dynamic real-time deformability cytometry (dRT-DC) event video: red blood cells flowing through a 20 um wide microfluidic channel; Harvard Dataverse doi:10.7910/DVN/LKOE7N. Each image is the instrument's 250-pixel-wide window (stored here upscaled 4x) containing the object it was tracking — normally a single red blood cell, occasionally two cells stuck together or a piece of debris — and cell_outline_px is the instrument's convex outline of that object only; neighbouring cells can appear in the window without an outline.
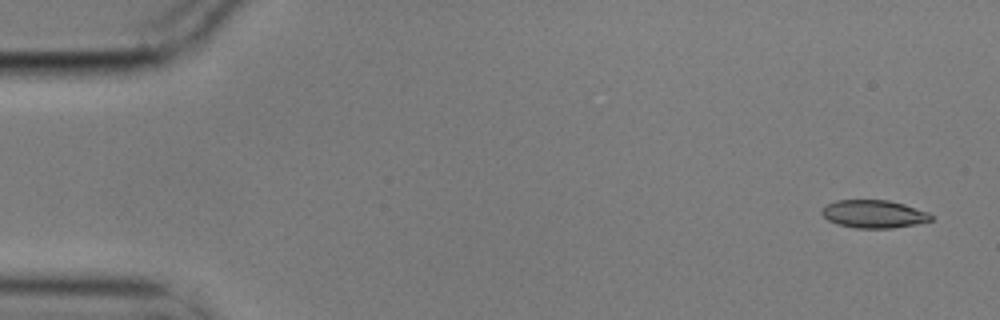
{"species": "common noctule bat (a hibernating species)", "species_latin": "Nyctalus noctula", "temperature_condition": "cold", "stored_images_in_passage": 8, "camera_frame_rate_fps": 3000, "um_per_image_px": 0.085, "animal": {"sex": "male", "body_mass_g": 17.9}, "frame": {"image": 1, "passage_image": 1, "time_ms": 0.0, "image_size_px": [1000, 320], "cell_outline_px": [[932, 220], [916, 224], [892, 228], [856, 228], [836, 224], [828, 220], [820, 212], [828, 204], [836, 200], [888, 200], [904, 204], [928, 212], [932, 216]], "centroid_in_image_um": [74.27, 18.19], "position_along_channel_um": 10.7, "area_um2": 17.69}}
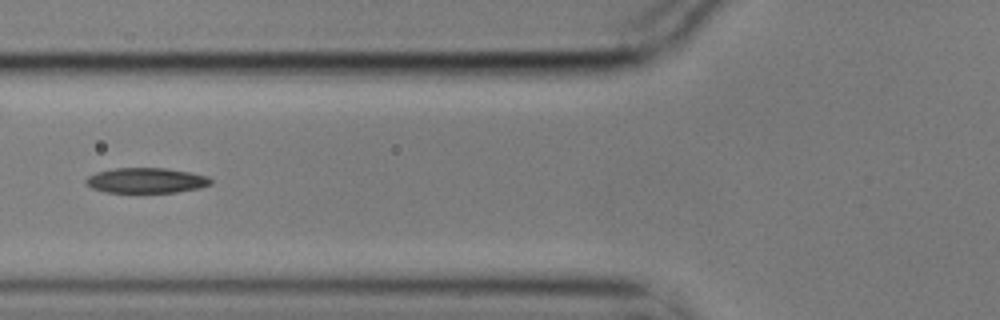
{"frame": {"image": 2, "passage_image": 5, "time_ms": 1.333, "image_size_px": [1000, 320], "cell_outline_px": [[212, 184], [200, 188], [176, 192], [104, 192], [92, 188], [84, 184], [84, 180], [88, 176], [96, 172], [116, 168], [164, 168], [188, 172], [208, 176], [212, 180]], "centroid_in_image_um": [12.4, 15.34], "position_along_channel_um": 113.4, "area_um2": 18.38}}
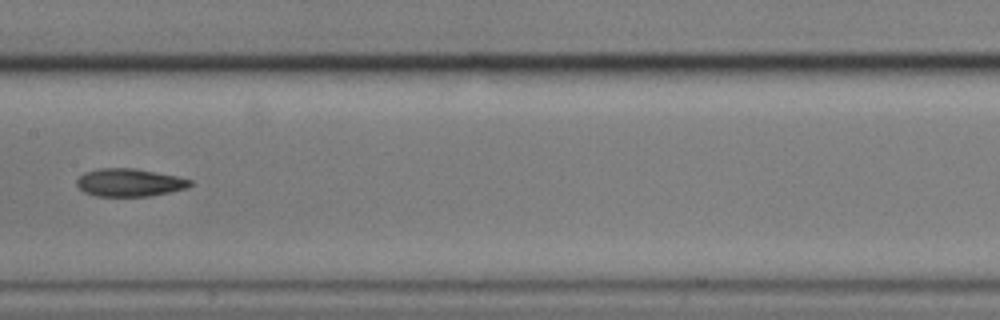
{"frame": {"image": 3, "passage_image": 7, "time_ms": 2.0, "image_size_px": [1000, 320], "cell_outline_px": [[192, 184], [188, 188], [148, 196], [96, 196], [84, 192], [76, 184], [76, 180], [84, 172], [96, 168], [136, 168], [180, 176], [192, 180]], "centroid_in_image_um": [11.02, 15.5], "position_along_channel_um": 196.4, "area_um2": 18.61}}